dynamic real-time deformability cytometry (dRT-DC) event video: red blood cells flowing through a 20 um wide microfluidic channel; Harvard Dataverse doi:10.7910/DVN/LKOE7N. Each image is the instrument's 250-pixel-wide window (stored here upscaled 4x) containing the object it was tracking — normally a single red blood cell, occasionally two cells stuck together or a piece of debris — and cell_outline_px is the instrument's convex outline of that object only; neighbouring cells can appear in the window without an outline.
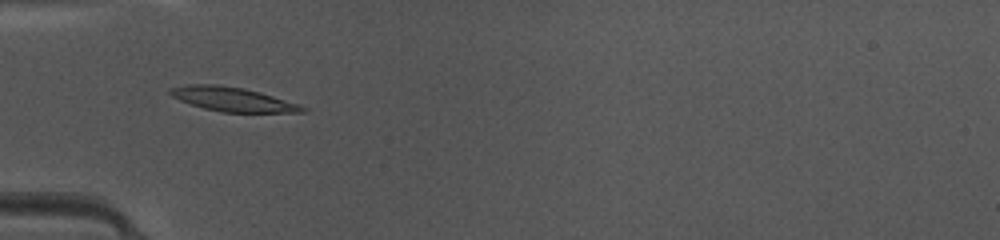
{"species": "common noctule bat (a hibernating species)", "species_latin": "Nyctalus noctula", "temperature_condition": "warm", "stored_images_in_passage": 30, "camera_frame_rate_fps": 3000, "um_per_image_px": 0.085, "animal": {"sex": "female", "body_mass_g": 10.0, "forearm_length_mm": 53.1}, "frame": {"image": 1, "passage_image": 2, "time_ms": 0.333, "image_size_px": [1000, 240], "cell_outline_px": [[308, 112], [224, 112], [204, 108], [180, 100], [172, 96], [168, 92], [168, 88], [188, 84], [216, 84], [244, 88], [260, 92], [300, 104], [308, 108]], "centroid_in_image_um": [19.79, 8.43], "position_along_channel_um": 65.2, "area_um2": 18.61}}
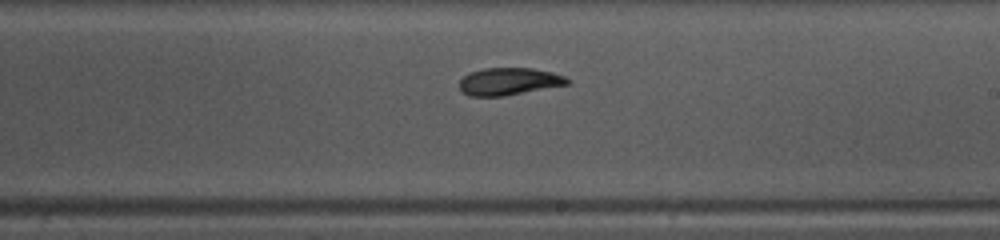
{"frame": {"image": 2, "passage_image": 15, "time_ms": 4.667, "image_size_px": [1000, 240], "cell_outline_px": [[572, 80], [568, 84], [504, 96], [468, 96], [460, 92], [460, 80], [468, 72], [484, 68], [532, 68], [552, 72], [564, 76]], "centroid_in_image_um": [43.23, 6.92], "position_along_channel_um": 245.8, "area_um2": 17.28}}
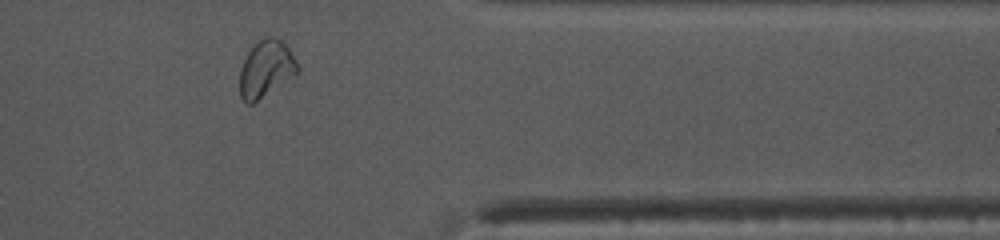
{"frame": {"image": 3, "passage_image": 26, "time_ms": 8.333, "image_size_px": [1000, 240], "cell_outline_px": [[300, 72], [252, 104], [248, 104], [240, 96], [240, 68], [248, 52], [264, 36], [276, 36], [288, 48], [300, 68]], "centroid_in_image_um": [22.62, 5.85], "position_along_channel_um": 388.8, "area_um2": 18.96}, "authors_computed_cell_mechanics": {"area_um2": 17.5712, "velocity_mm_per_s": 4.1885, "shape_relaxation_time_tau1_ms": 5.9033, "shape_relaxation_time_tau2_ms": 2.0901, "deformation_change_tau1": 0.1936, "deformation_change_tau2": 0.0758}}